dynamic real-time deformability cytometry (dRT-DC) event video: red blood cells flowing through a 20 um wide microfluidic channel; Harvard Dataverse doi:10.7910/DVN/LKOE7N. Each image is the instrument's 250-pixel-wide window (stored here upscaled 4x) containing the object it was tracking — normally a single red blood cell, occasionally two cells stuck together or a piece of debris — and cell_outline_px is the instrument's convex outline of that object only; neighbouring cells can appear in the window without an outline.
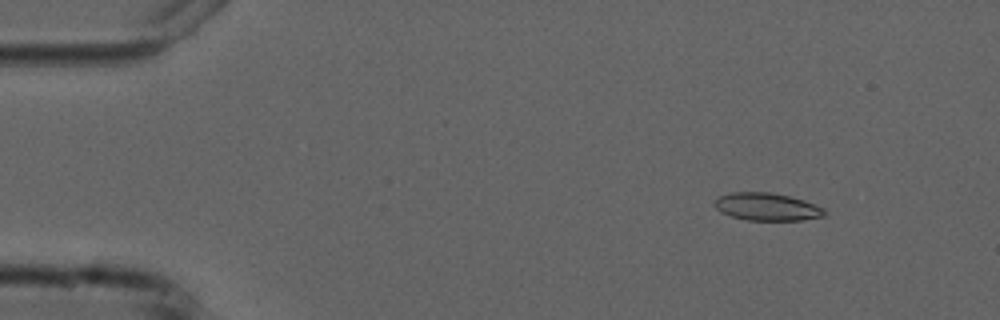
{"species": "common noctule bat (a hibernating species)", "species_latin": "Nyctalus noctula", "temperature_condition": "cold", "stored_images_in_passage": 4, "camera_frame_rate_fps": 3000, "um_per_image_px": 0.085, "animal": {"sex": "male", "forearm_length_mm": 52.5}, "frame": {"image": 1, "passage_image": 2, "time_ms": 1.0, "image_size_px": [1000, 320], "cell_outline_px": [[828, 212], [824, 216], [800, 220], [748, 220], [732, 216], [720, 212], [712, 204], [720, 196], [732, 192], [772, 192], [804, 200], [824, 208]], "centroid_in_image_um": [65.2, 17.57], "position_along_channel_um": 19.8, "area_um2": 17.69}}